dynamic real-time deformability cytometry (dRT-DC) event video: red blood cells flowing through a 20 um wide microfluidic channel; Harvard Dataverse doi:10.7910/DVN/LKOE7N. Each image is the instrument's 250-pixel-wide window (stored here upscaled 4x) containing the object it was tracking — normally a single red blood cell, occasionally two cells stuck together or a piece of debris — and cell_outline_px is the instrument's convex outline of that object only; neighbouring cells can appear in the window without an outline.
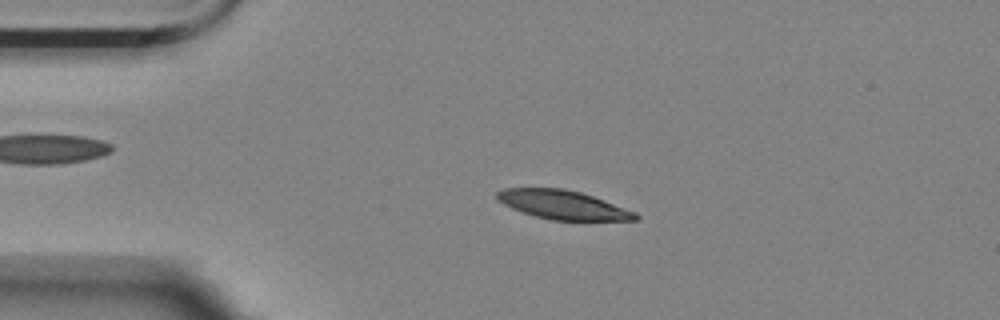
{"species": "Egyptian fruit bat (a non-hibernating species)", "species_latin": "Rousettus aegyptiacus", "temperature_condition": "room temperature", "stored_images_in_passage": 47, "camera_frame_rate_fps": 3000, "um_per_image_px": 0.085, "animal": {"sex": "female"}, "frame": {"image": 1, "passage_image": 3, "time_ms": 0.667, "image_size_px": [1000, 320], "cell_outline_px": [[640, 216], [636, 220], [552, 220], [536, 216], [512, 208], [496, 200], [496, 192], [504, 188], [564, 188], [580, 192], [604, 200], [636, 212]], "centroid_in_image_um": [47.84, 17.4], "position_along_channel_um": 37.2, "area_um2": 23.12}}
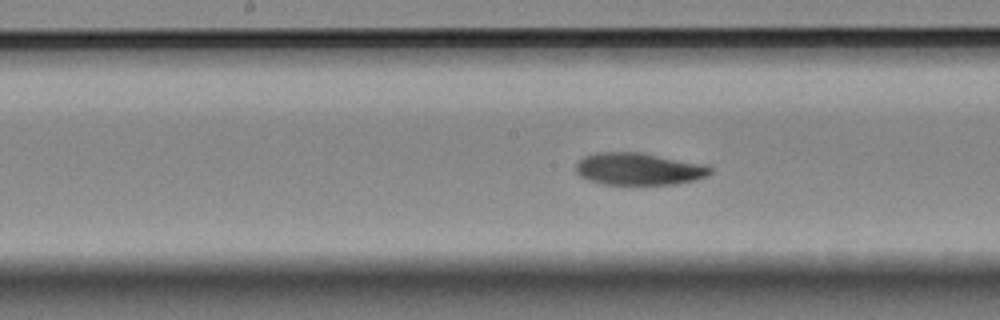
{"frame": {"image": 2, "passage_image": 19, "time_ms": 6.0, "image_size_px": [1000, 320], "cell_outline_px": [[712, 172], [708, 176], [696, 180], [676, 184], [604, 184], [588, 180], [580, 176], [576, 172], [576, 164], [584, 156], [600, 152], [636, 152], [708, 164], [712, 168]], "centroid_in_image_um": [54.34, 14.36], "position_along_channel_um": 193.9, "area_um2": 25.26}}
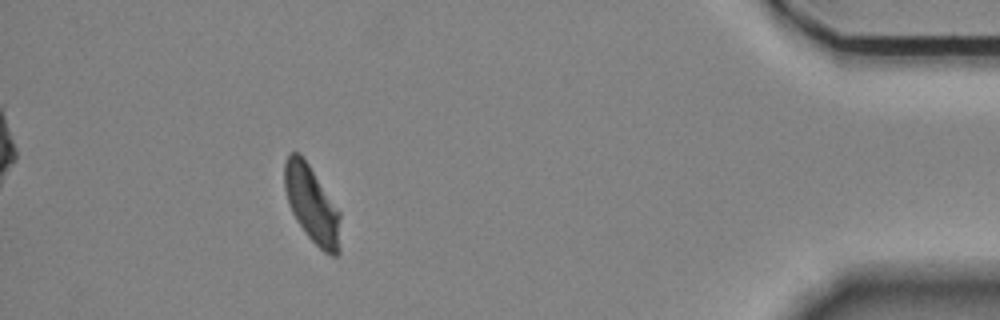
{"frame": {"image": 3, "passage_image": 42, "time_ms": 13.667, "image_size_px": [1000, 320], "cell_outline_px": [[340, 252], [336, 256], [332, 256], [324, 252], [308, 236], [296, 220], [288, 204], [284, 188], [284, 164], [288, 156], [292, 152], [300, 152], [340, 212]], "centroid_in_image_um": [26.51, 17.39], "position_along_channel_um": 408.7, "area_um2": 24.85}, "authors_computed_cell_mechanics": {"area_um2": 25.432, "velocity_mm_per_s": 3.5015, "shape_relaxation_time_tau1_ms": 6.7703, "shape_relaxation_time_tau2_ms": 3.5892, "deformation_change_tau1": 0.1843, "deformation_change_tau2": 0.0821}}